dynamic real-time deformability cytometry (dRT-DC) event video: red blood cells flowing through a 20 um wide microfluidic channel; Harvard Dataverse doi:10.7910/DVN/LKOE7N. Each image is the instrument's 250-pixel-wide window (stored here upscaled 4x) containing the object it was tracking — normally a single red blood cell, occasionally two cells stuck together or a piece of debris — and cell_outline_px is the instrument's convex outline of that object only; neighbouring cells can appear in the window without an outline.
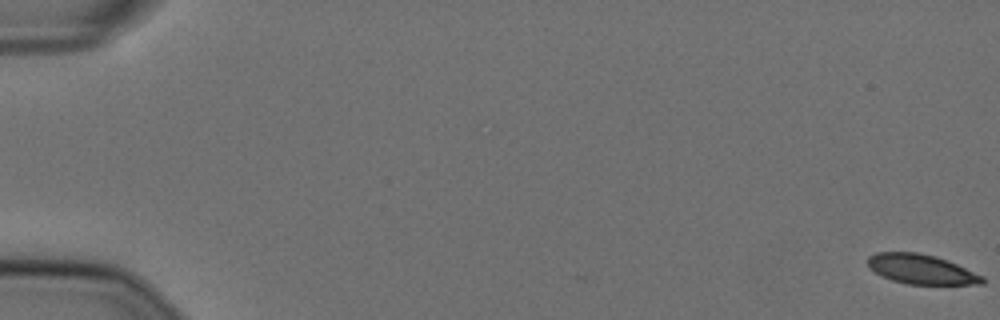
{"species": "Egyptian fruit bat (a non-hibernating species)", "species_latin": "Rousettus aegyptiacus", "temperature_condition": "cold", "stored_images_in_passage": 59, "camera_frame_rate_fps": 3000, "um_per_image_px": 0.085, "animal": {"sex": "female"}, "frame": {"image": 1, "passage_image": 1, "time_ms": 0.0, "image_size_px": [1000, 320], "cell_outline_px": [[984, 284], [908, 284], [892, 280], [880, 276], [868, 268], [868, 256], [876, 252], [916, 252], [936, 256], [956, 264], [984, 276]], "centroid_in_image_um": [78.27, 22.88], "position_along_channel_um": 6.7, "area_um2": 19.83}}
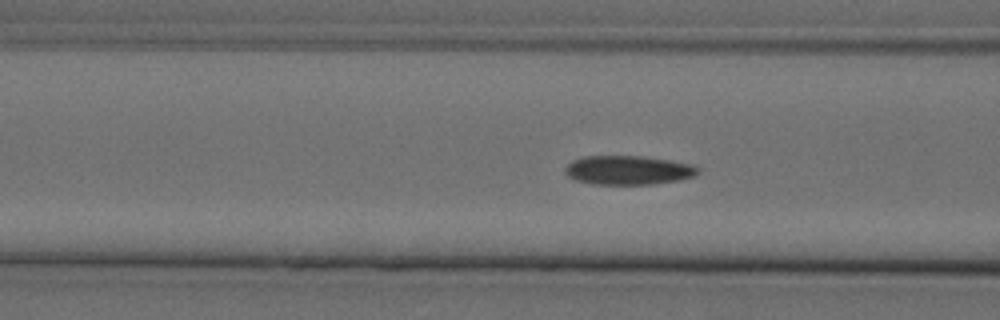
{"frame": {"image": 2, "passage_image": 24, "time_ms": 7.667, "image_size_px": [1000, 320], "cell_outline_px": [[700, 172], [692, 176], [680, 180], [652, 184], [592, 184], [576, 180], [568, 176], [564, 172], [564, 168], [572, 160], [584, 156], [640, 156], [696, 164], [700, 168]], "centroid_in_image_um": [53.41, 14.46], "position_along_channel_um": 113.2, "area_um2": 22.6}}
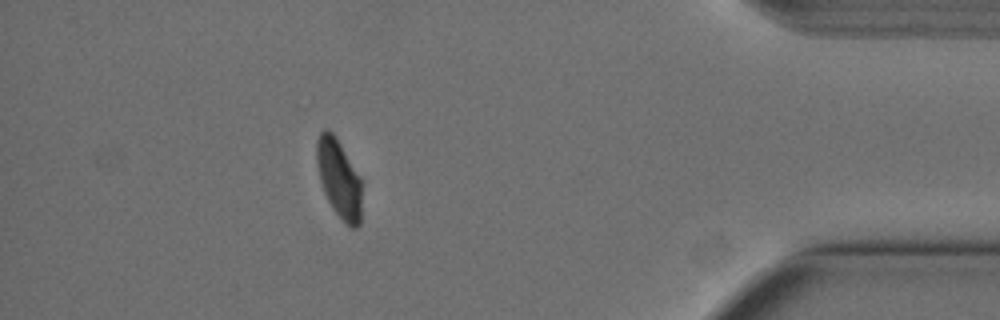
{"frame": {"image": 3, "passage_image": 52, "time_ms": 17.0, "image_size_px": [1000, 320], "cell_outline_px": [[364, 180], [360, 224], [356, 228], [352, 228], [332, 208], [324, 192], [320, 180], [316, 164], [316, 140], [320, 132], [324, 128], [328, 128], [336, 136]], "centroid_in_image_um": [28.85, 15.14], "position_along_channel_um": 406.3, "area_um2": 21.39}, "authors_computed_cell_mechanics": {"area_um2": 22.3108, "velocity_mm_per_s": 3.5957, "shape_relaxation_time_tau1_ms": 7.0631, "shape_relaxation_time_tau2_ms": 2.7178, "deformation_change_tau1": 0.1467, "deformation_change_tau2": 0.0508}}